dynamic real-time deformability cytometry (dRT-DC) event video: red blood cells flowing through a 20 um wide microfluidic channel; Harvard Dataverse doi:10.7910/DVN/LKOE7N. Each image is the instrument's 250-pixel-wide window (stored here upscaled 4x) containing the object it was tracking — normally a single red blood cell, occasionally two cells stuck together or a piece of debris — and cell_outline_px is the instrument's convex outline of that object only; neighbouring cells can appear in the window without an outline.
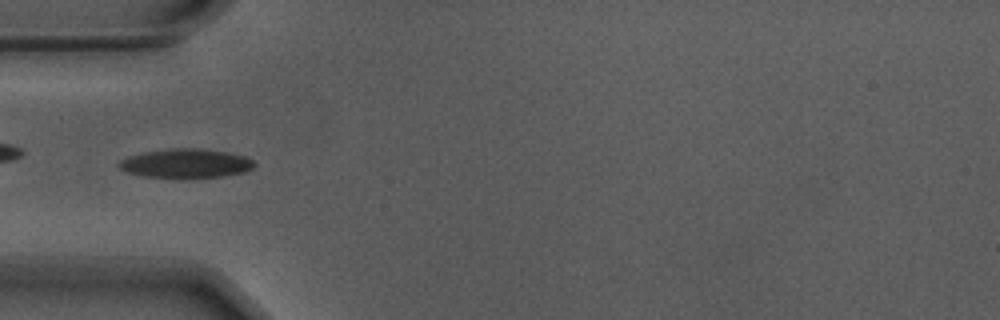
{"species": "Egyptian fruit bat (a non-hibernating species)", "species_latin": "Rousettus aegyptiacus", "temperature_condition": "warm", "stored_images_in_passage": 56, "camera_frame_rate_fps": 3000, "um_per_image_px": 0.085, "animal": {"sex": "male"}, "frame": {"image": 1, "passage_image": 18, "time_ms": 5.667, "image_size_px": [1000, 320], "cell_outline_px": [[256, 164], [252, 168], [244, 172], [224, 176], [184, 180], [144, 176], [128, 172], [120, 168], [116, 164], [120, 160], [128, 156], [144, 152], [172, 148], [196, 148], [228, 152], [244, 156], [252, 160]], "centroid_in_image_um": [15.79, 13.92], "position_along_channel_um": 69.2, "area_um2": 23.47}}
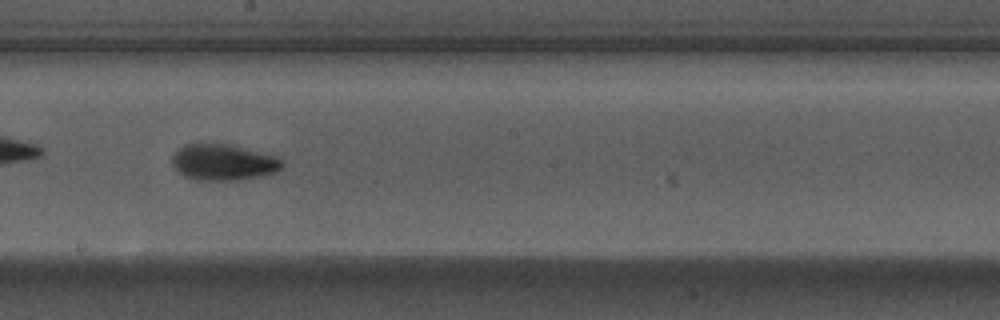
{"frame": {"image": 2, "passage_image": 31, "time_ms": 10.0, "image_size_px": [1000, 320], "cell_outline_px": [[284, 164], [276, 172], [260, 176], [240, 180], [196, 180], [184, 176], [172, 164], [172, 156], [184, 144], [224, 144], [276, 156], [284, 160]], "centroid_in_image_um": [18.99, 13.81], "position_along_channel_um": 229.2, "area_um2": 22.83}}
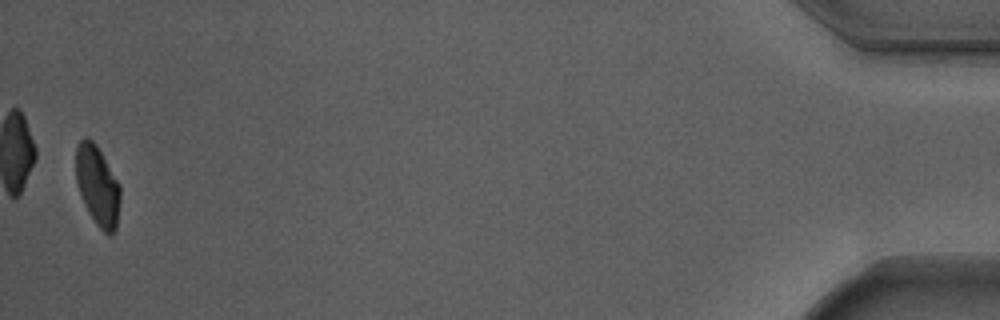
{"frame": {"image": 3, "passage_image": 55, "time_ms": 18.0, "image_size_px": [1000, 320], "cell_outline_px": [[120, 200], [116, 228], [112, 236], [108, 236], [96, 224], [84, 204], [76, 180], [76, 148], [80, 140], [84, 136], [92, 140], [96, 144], [120, 184]], "centroid_in_image_um": [8.3, 15.79], "position_along_channel_um": 426.9, "area_um2": 20.63}, "authors_computed_cell_mechanics": {"area_um2": 21.6461, "velocity_mm_per_s": 3.6867, "shape_relaxation_time_tau1_ms": 2.9959, "shape_relaxation_time_tau2_ms": 1.2923, "deformation_change_tau1": 0.1357, "deformation_change_tau2": 0.0598}}